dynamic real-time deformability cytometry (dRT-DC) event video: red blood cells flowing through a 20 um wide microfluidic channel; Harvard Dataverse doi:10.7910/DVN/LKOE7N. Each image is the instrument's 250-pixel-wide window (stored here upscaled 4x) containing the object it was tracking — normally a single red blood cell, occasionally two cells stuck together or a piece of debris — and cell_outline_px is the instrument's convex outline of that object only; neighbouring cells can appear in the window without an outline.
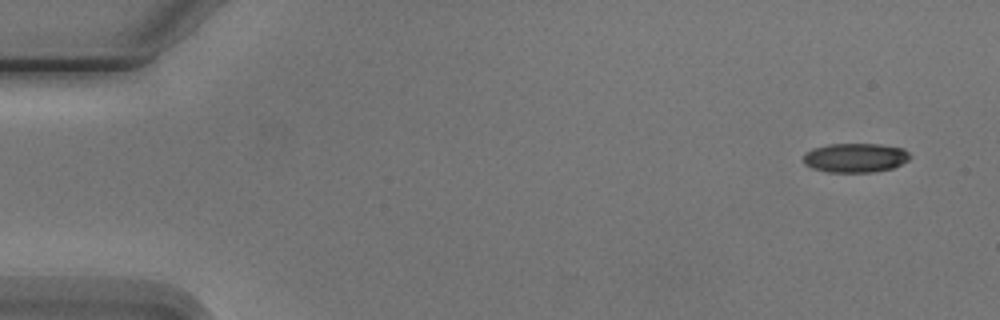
{"species": "Egyptian fruit bat (a non-hibernating species)", "species_latin": "Rousettus aegyptiacus", "temperature_condition": "cold", "stored_images_in_passage": 5, "segment_of_instrument_passage": [1, 2], "camera_frame_rate_fps": 3000, "um_per_image_px": 0.085, "animal": {"sex": "male"}, "frame": {"image": 1, "passage_image": 1, "time_ms": 0.0, "image_size_px": [1000, 320], "cell_outline_px": [[912, 156], [908, 160], [892, 168], [872, 172], [828, 172], [812, 168], [804, 164], [804, 152], [812, 148], [828, 144], [880, 144], [904, 148]], "centroid_in_image_um": [72.69, 13.4], "position_along_channel_um": 12.3, "area_um2": 18.26}}
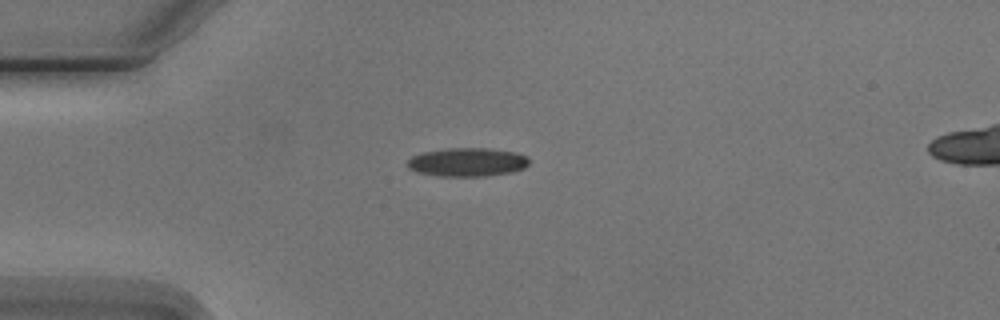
{"frame": {"image": 2, "passage_image": 4, "time_ms": 3.667, "image_size_px": [1000, 320], "cell_outline_px": [[528, 164], [524, 168], [512, 172], [484, 176], [436, 176], [416, 172], [408, 168], [404, 164], [412, 156], [420, 152], [448, 148], [488, 148], [516, 152], [528, 156]], "centroid_in_image_um": [39.68, 13.78], "position_along_channel_um": 45.3, "area_um2": 20.58}}